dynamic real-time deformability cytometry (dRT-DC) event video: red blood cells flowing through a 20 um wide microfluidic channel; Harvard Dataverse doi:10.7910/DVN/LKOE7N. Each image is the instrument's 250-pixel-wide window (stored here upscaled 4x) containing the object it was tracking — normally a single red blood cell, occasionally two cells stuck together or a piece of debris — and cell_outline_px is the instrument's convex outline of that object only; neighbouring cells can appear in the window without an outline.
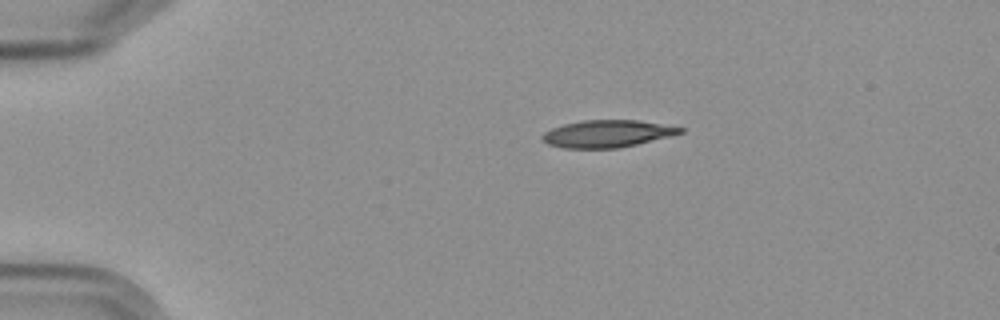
{"species": "Egyptian fruit bat (a non-hibernating species)", "species_latin": "Rousettus aegyptiacus", "temperature_condition": "cold", "stored_images_in_passage": 8, "camera_frame_rate_fps": 3000, "um_per_image_px": 0.085, "frame": {"image": 1, "passage_image": 1, "time_ms": 0.0, "image_size_px": [1000, 320], "cell_outline_px": [[684, 132], [672, 136], [636, 144], [616, 148], [564, 148], [548, 144], [540, 136], [544, 132], [552, 128], [564, 124], [584, 120], [636, 120], [684, 128]], "centroid_in_image_um": [51.61, 11.36], "position_along_channel_um": 33.4, "area_um2": 21.68}}
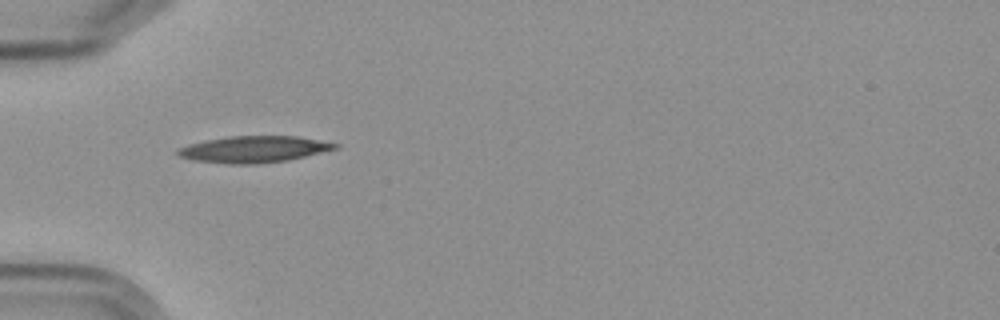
{"frame": {"image": 2, "passage_image": 3, "time_ms": 2.333, "image_size_px": [1000, 320], "cell_outline_px": [[340, 148], [288, 160], [256, 164], [228, 164], [192, 160], [180, 156], [176, 152], [176, 148], [188, 144], [204, 140], [228, 136], [300, 136], [340, 144]], "centroid_in_image_um": [21.57, 12.68], "position_along_channel_um": 63.4, "area_um2": 24.57}}
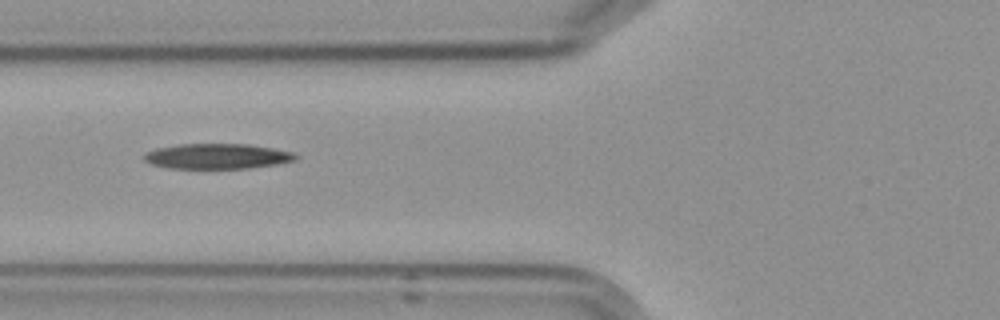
{"frame": {"image": 3, "passage_image": 4, "time_ms": 3.667, "image_size_px": [1000, 320], "cell_outline_px": [[300, 156], [296, 160], [276, 164], [248, 168], [168, 168], [152, 164], [144, 160], [144, 152], [156, 148], [180, 144], [248, 144], [272, 148], [292, 152]], "centroid_in_image_um": [18.46, 13.28], "position_along_channel_um": 107.3, "area_um2": 22.25}}